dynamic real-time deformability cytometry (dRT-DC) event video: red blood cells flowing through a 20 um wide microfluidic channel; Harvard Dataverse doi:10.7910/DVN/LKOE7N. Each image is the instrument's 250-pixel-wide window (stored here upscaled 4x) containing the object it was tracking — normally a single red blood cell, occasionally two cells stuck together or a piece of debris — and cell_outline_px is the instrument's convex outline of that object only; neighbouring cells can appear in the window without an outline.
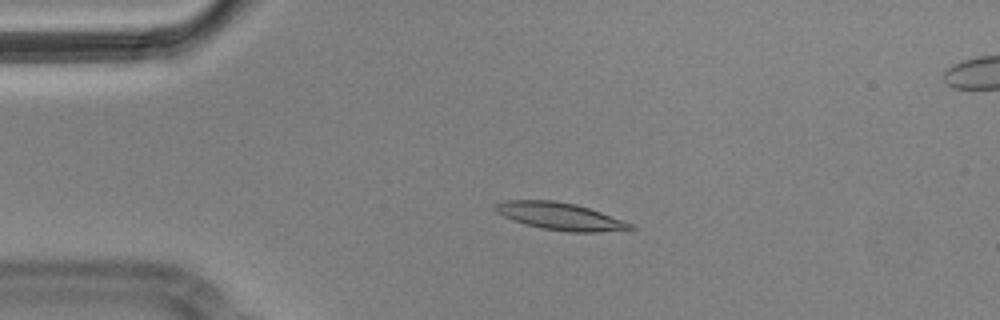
{"species": "Egyptian fruit bat (a non-hibernating species)", "species_latin": "Rousettus aegyptiacus", "temperature_condition": "cold", "stored_images_in_passage": 6, "camera_frame_rate_fps": 3000, "um_per_image_px": 0.085, "animal": {"sex": "male"}, "frame": {"image": 1, "passage_image": 4, "time_ms": 1.0, "image_size_px": [1000, 320], "cell_outline_px": [[636, 228], [596, 232], [568, 232], [540, 228], [524, 224], [512, 220], [496, 212], [492, 208], [492, 204], [504, 200], [556, 200], [576, 204], [600, 212], [632, 224]], "centroid_in_image_um": [47.5, 18.37], "position_along_channel_um": 37.5, "area_um2": 21.5}}